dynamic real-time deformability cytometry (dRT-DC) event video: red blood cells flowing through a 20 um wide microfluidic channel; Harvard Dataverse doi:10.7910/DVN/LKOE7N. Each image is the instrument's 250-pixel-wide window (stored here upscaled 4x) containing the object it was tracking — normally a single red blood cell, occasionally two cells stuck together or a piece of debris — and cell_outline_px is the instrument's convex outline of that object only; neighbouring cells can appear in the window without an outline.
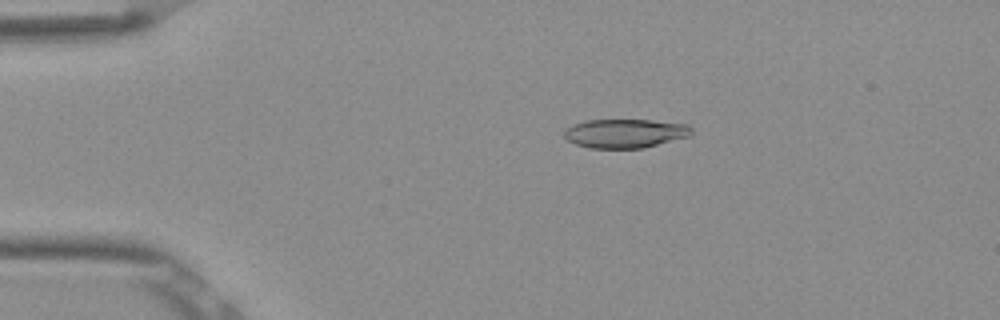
{"species": "Egyptian fruit bat (a non-hibernating species)", "species_latin": "Rousettus aegyptiacus", "temperature_condition": "room temperature", "stored_images_in_passage": 53, "camera_frame_rate_fps": 3000, "um_per_image_px": 0.085, "frame": {"image": 1, "passage_image": 11, "time_ms": 3.333, "image_size_px": [1000, 320], "cell_outline_px": [[692, 136], [644, 148], [588, 148], [576, 144], [568, 140], [564, 136], [564, 132], [572, 124], [588, 120], [652, 120], [688, 124], [692, 128]], "centroid_in_image_um": [53.18, 11.34], "position_along_channel_um": 31.8, "area_um2": 21.62}}
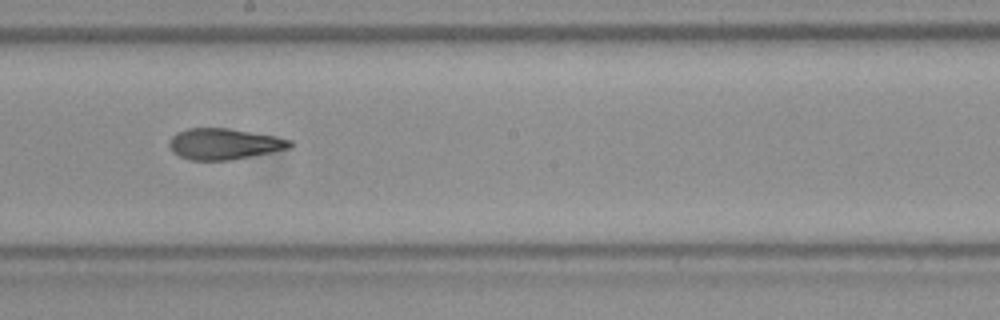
{"frame": {"image": 2, "passage_image": 30, "time_ms": 9.667, "image_size_px": [1000, 320], "cell_outline_px": [[296, 144], [292, 148], [232, 160], [192, 160], [180, 156], [172, 152], [168, 144], [168, 140], [176, 132], [188, 128], [228, 128], [276, 136], [292, 140]], "centroid_in_image_um": [19.08, 12.23], "position_along_channel_um": 229.1, "area_um2": 22.14}}
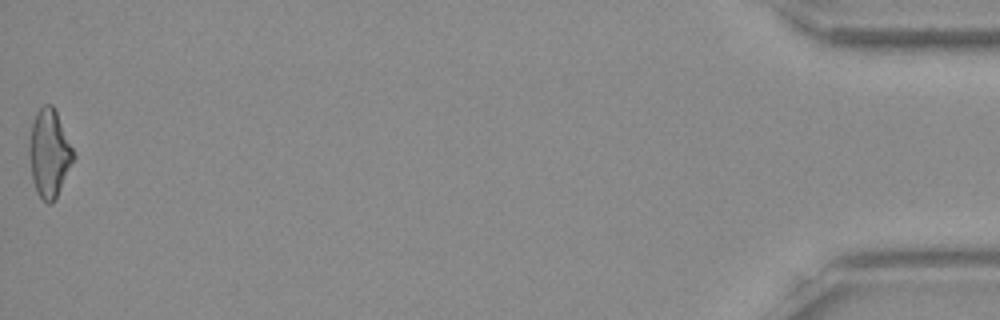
{"frame": {"image": 3, "passage_image": 53, "time_ms": 17.333, "image_size_px": [1000, 320], "cell_outline_px": [[76, 156], [56, 200], [52, 204], [48, 204], [36, 192], [32, 180], [28, 152], [28, 144], [32, 124], [36, 112], [44, 104], [52, 104], [56, 112]], "centroid_in_image_um": [4.18, 13.07], "position_along_channel_um": 431.0, "area_um2": 22.77}, "authors_computed_cell_mechanics": {"area_um2": 22.0218, "velocity_mm_per_s": 3.8915, "shape_relaxation_time_tau1_ms": 8.7701, "shape_relaxation_time_tau2_ms": 2.22, "deformation_change_tau1": 0.2387, "deformation_change_tau2": 0.0941}}